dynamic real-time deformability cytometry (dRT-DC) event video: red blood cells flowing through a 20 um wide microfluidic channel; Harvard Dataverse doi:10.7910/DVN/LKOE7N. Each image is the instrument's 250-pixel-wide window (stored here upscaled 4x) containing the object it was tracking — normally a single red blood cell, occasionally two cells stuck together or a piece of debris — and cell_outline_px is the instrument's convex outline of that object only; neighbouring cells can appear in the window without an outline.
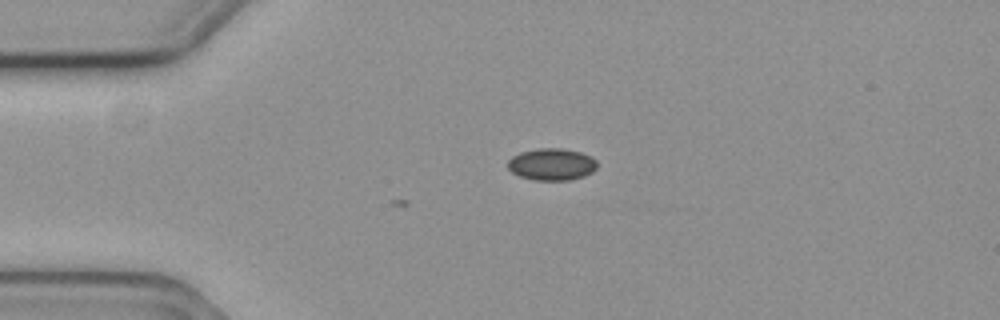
{"species": "common noctule bat (a hibernating species)", "species_latin": "Nyctalus noctula", "temperature_condition": "cold", "stored_images_in_passage": 2, "camera_frame_rate_fps": 3000, "um_per_image_px": 0.085, "animal": {"sex": "female", "body_mass_g": 19.3, "forearm_length_mm": 54.1}, "frame": {"image": 1, "passage_image": 1, "time_ms": 0.0, "image_size_px": [1000, 320], "cell_outline_px": [[596, 168], [592, 172], [584, 176], [568, 180], [536, 180], [520, 176], [512, 172], [508, 168], [508, 160], [512, 156], [520, 152], [536, 148], [564, 148], [580, 152], [592, 156], [596, 160]], "centroid_in_image_um": [46.9, 13.95], "position_along_channel_um": 38.1, "area_um2": 16.7}}